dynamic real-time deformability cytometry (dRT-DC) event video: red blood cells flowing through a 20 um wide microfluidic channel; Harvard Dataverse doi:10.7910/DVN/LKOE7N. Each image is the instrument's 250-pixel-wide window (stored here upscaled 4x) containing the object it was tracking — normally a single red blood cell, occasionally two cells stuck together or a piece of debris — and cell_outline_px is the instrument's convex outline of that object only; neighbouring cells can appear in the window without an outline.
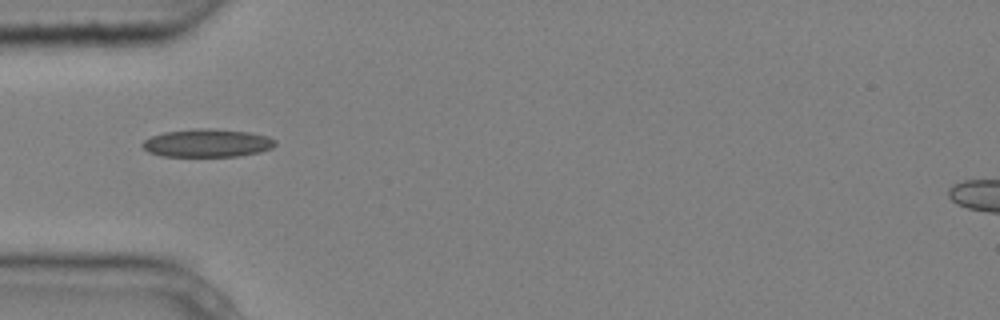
{"species": "common noctule bat (a hibernating species)", "species_latin": "Nyctalus noctula", "temperature_condition": "cold", "stored_images_in_passage": 6, "camera_frame_rate_fps": 3000, "um_per_image_px": 0.085, "animal": {"sex": "male", "body_mass_g": 20.4}, "frame": {"image": 1, "passage_image": 5, "time_ms": 1.333, "image_size_px": [1000, 320], "cell_outline_px": [[276, 144], [272, 148], [260, 152], [240, 156], [160, 156], [148, 152], [140, 144], [144, 140], [152, 136], [164, 132], [196, 128], [208, 128], [248, 132], [268, 136], [276, 140]], "centroid_in_image_um": [17.62, 12.16], "position_along_channel_um": 67.4, "area_um2": 21.79}}
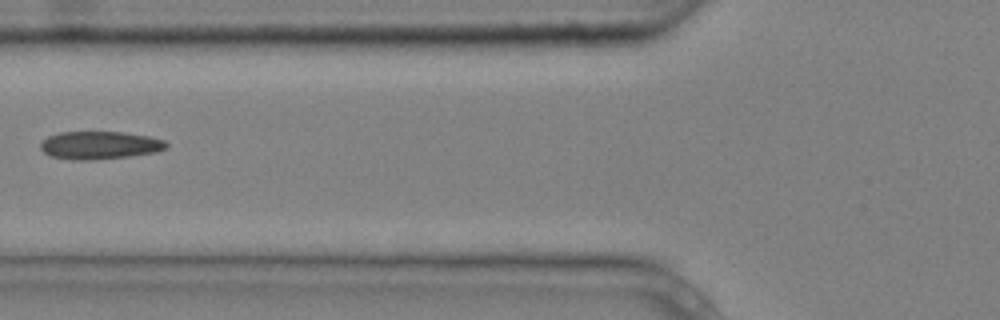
{"frame": {"image": 2, "passage_image": 6, "time_ms": 1.667, "image_size_px": [1000, 320], "cell_outline_px": [[168, 148], [156, 152], [128, 156], [92, 160], [72, 160], [48, 156], [40, 148], [40, 140], [48, 136], [60, 132], [124, 132], [148, 136], [164, 140], [168, 144]], "centroid_in_image_um": [8.44, 12.34], "position_along_channel_um": 117.4, "area_um2": 20.63}}